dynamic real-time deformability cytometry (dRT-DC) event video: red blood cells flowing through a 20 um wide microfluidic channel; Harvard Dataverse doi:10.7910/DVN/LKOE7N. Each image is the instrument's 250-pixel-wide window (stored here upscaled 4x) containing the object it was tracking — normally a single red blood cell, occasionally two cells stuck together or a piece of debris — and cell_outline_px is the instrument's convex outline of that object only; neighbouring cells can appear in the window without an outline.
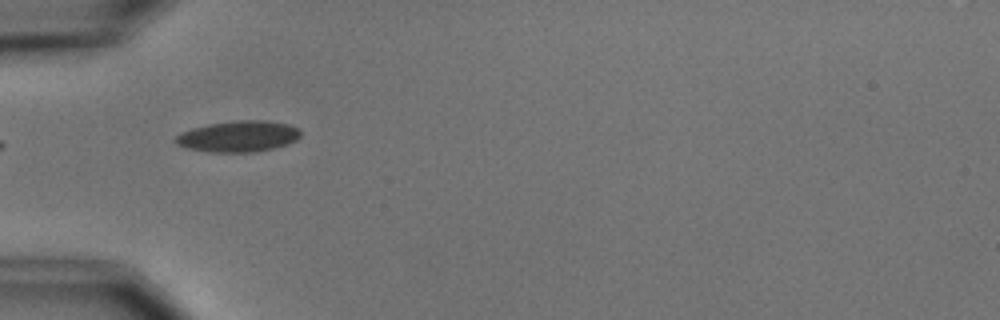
{"species": "common noctule bat (a hibernating species)", "species_latin": "Nyctalus noctula", "temperature_condition": "cold", "stored_images_in_passage": 30, "camera_frame_rate_fps": 3000, "um_per_image_px": 0.085, "animal": {"sex": "male", "body_mass_g": 15.6}, "frame": {"image": 1, "passage_image": 2, "time_ms": 0.333, "image_size_px": [1000, 320], "cell_outline_px": [[300, 136], [296, 140], [272, 148], [252, 152], [212, 152], [188, 148], [176, 144], [172, 140], [176, 136], [192, 128], [208, 124], [236, 120], [264, 120], [288, 124], [300, 128]], "centroid_in_image_um": [20.25, 11.58], "position_along_channel_um": 64.7, "area_um2": 22.48}}
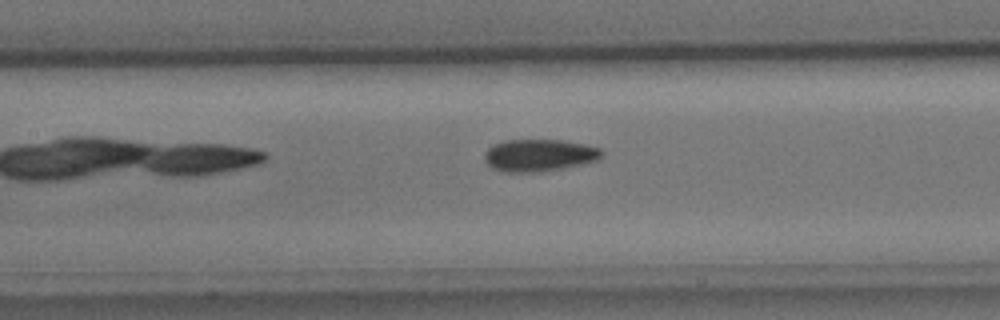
{"frame": {"image": 2, "passage_image": 10, "time_ms": 3.0, "image_size_px": [1000, 320], "cell_outline_px": [[604, 152], [596, 160], [580, 164], [560, 168], [536, 172], [500, 172], [492, 168], [484, 160], [484, 152], [488, 148], [504, 140], [564, 140], [584, 144], [600, 148]], "centroid_in_image_um": [45.78, 13.19], "position_along_channel_um": 161.6, "area_um2": 21.85}}
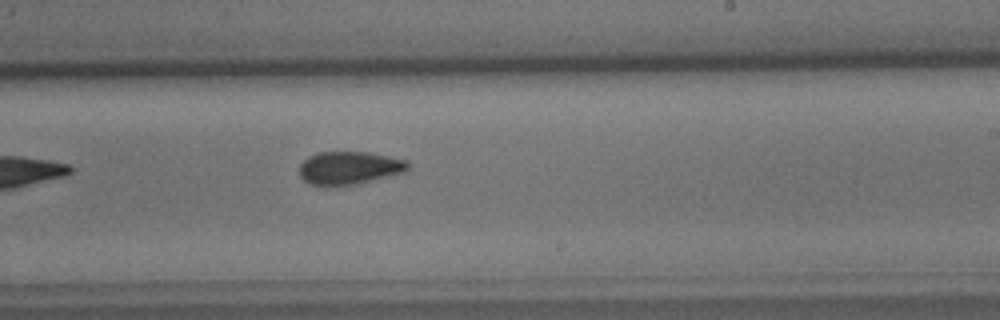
{"frame": {"image": 3, "passage_image": 18, "time_ms": 5.667, "image_size_px": [1000, 320], "cell_outline_px": [[408, 168], [404, 172], [360, 184], [336, 188], [308, 184], [300, 176], [300, 164], [308, 156], [320, 152], [368, 152], [408, 160]], "centroid_in_image_um": [29.66, 14.31], "position_along_channel_um": 259.3, "area_um2": 21.39}, "authors_computed_cell_mechanics": {"area_um2": 21.3571, "velocity_mm_per_s": 3.6767, "shape_relaxation_time_tau1_ms": 4.0825, "shape_relaxation_time_tau2_ms": 4.7608, "deformation_change_tau1": 0.1077, "deformation_change_tau2": 0.0737}}